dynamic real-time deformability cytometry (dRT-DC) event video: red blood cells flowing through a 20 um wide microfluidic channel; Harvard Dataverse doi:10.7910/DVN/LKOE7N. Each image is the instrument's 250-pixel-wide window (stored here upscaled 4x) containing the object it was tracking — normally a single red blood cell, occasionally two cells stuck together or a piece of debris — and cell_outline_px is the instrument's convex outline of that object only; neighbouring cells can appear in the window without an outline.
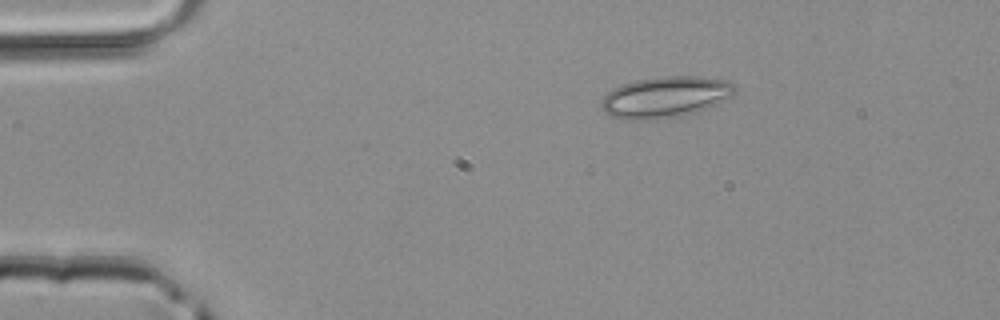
{"species": "common noctule bat (a hibernating species)", "species_latin": "Nyctalus noctula", "temperature_condition": "room temperature", "stored_images_in_passage": 39, "camera_frame_rate_fps": 3000, "um_per_image_px": 0.085, "animal": {"sex": "male", "body_mass_g": 20.4}, "frame": {"image": 1, "passage_image": 1, "time_ms": 0.0, "image_size_px": [1000, 320], "cell_outline_px": [[736, 88], [732, 96], [696, 112], [656, 120], [624, 120], [608, 116], [604, 112], [600, 104], [600, 100], [612, 88], [620, 84], [636, 80], [664, 76], [696, 76], [724, 80], [736, 84]], "centroid_in_image_um": [56.48, 8.25], "position_along_channel_um": 28.5, "area_um2": 32.19}}
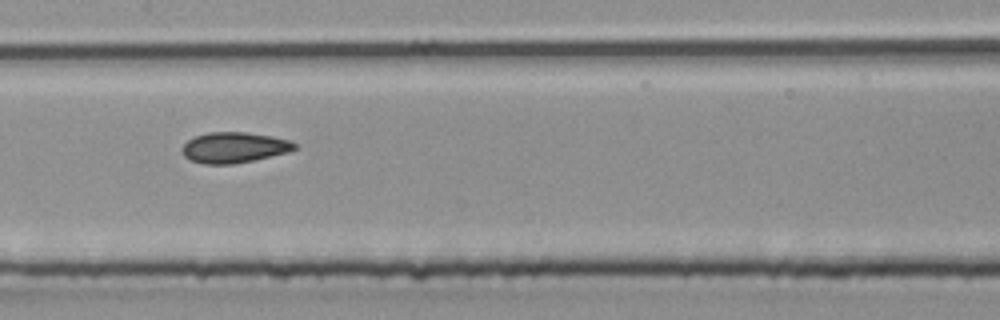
{"frame": {"image": 2, "passage_image": 16, "time_ms": 5.0, "image_size_px": [1000, 320], "cell_outline_px": [[300, 148], [288, 152], [252, 160], [232, 164], [204, 164], [188, 160], [184, 156], [184, 144], [188, 140], [196, 136], [208, 132], [244, 132], [272, 136], [288, 140], [296, 144]], "centroid_in_image_um": [19.91, 12.54], "position_along_channel_um": 187.5, "area_um2": 19.94}}
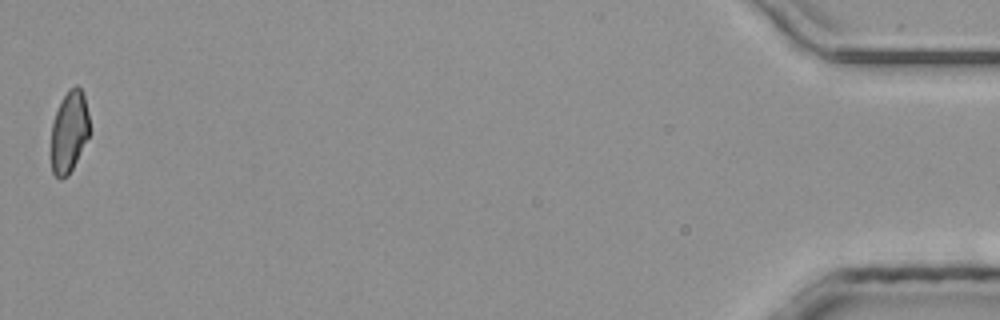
{"frame": {"image": 3, "passage_image": 39, "time_ms": 12.667, "image_size_px": [1000, 320], "cell_outline_px": [[92, 132], [68, 176], [60, 180], [52, 172], [52, 124], [56, 112], [68, 88], [76, 84], [80, 88], [84, 96], [88, 112]], "centroid_in_image_um": [5.92, 11.2], "position_along_channel_um": 429.3, "area_um2": 18.44}}